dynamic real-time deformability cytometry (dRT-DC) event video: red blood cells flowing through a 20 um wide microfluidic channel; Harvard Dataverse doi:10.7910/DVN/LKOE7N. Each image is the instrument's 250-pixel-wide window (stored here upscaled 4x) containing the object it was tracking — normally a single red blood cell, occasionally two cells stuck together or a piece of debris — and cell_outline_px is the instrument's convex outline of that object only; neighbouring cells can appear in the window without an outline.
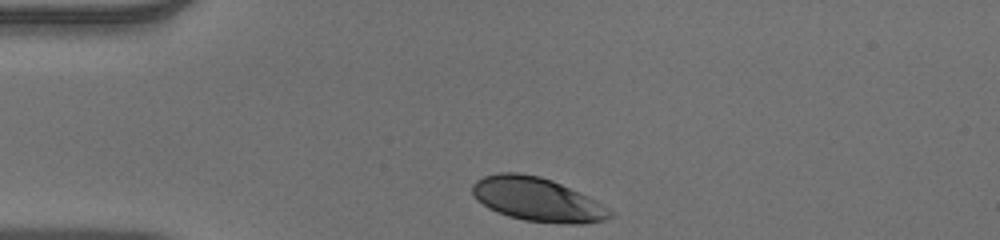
{"species": "human", "species_latin": "Homo sapiens", "temperature_condition": "warm", "stored_images_in_passage": 32, "camera_frame_rate_fps": 3000, "um_per_image_px": 0.085, "donor": {"sex": "male"}, "frame": {"image": 1, "passage_image": 1, "time_ms": 0.0, "image_size_px": [1000, 240], "cell_outline_px": [[616, 212], [612, 216], [604, 220], [584, 224], [564, 224], [524, 220], [508, 216], [496, 212], [488, 208], [476, 200], [472, 192], [472, 184], [476, 180], [484, 176], [500, 172], [516, 172], [540, 176], [552, 180], [580, 192], [596, 200]], "centroid_in_image_um": [45.69, 16.96], "position_along_channel_um": 39.3, "area_um2": 35.43}}
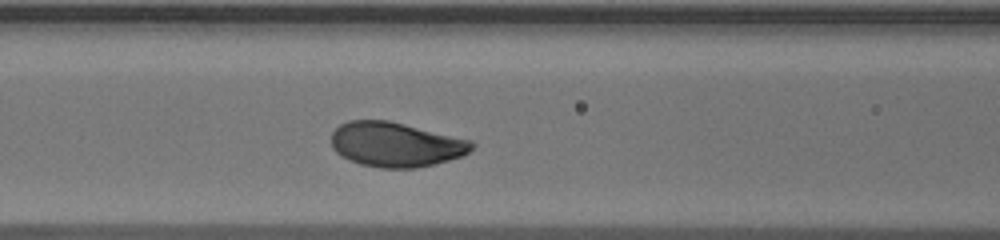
{"frame": {"image": 2, "passage_image": 11, "time_ms": 3.333, "image_size_px": [1000, 240], "cell_outline_px": [[476, 144], [464, 156], [436, 164], [416, 168], [380, 168], [360, 164], [336, 152], [332, 148], [332, 132], [340, 124], [348, 120], [388, 120], [472, 140]], "centroid_in_image_um": [33.67, 12.28], "position_along_channel_um": 132.9, "area_um2": 36.65}}
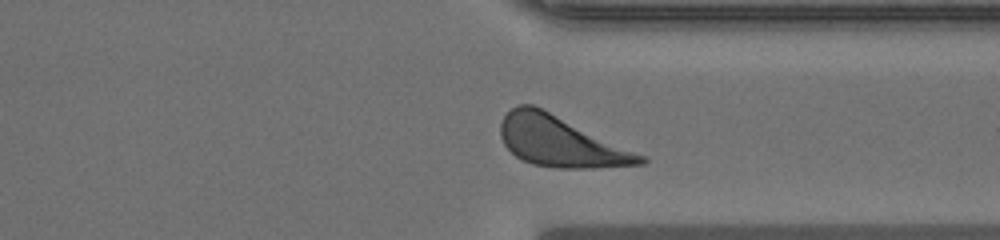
{"frame": {"image": 3, "passage_image": 29, "time_ms": 9.333, "image_size_px": [1000, 240], "cell_outline_px": [[648, 160], [644, 164], [592, 168], [556, 168], [532, 164], [516, 156], [504, 144], [500, 136], [500, 124], [504, 116], [516, 104], [532, 104], [648, 156]], "centroid_in_image_um": [47.68, 12.04], "position_along_channel_um": 363.7, "area_um2": 41.1}}